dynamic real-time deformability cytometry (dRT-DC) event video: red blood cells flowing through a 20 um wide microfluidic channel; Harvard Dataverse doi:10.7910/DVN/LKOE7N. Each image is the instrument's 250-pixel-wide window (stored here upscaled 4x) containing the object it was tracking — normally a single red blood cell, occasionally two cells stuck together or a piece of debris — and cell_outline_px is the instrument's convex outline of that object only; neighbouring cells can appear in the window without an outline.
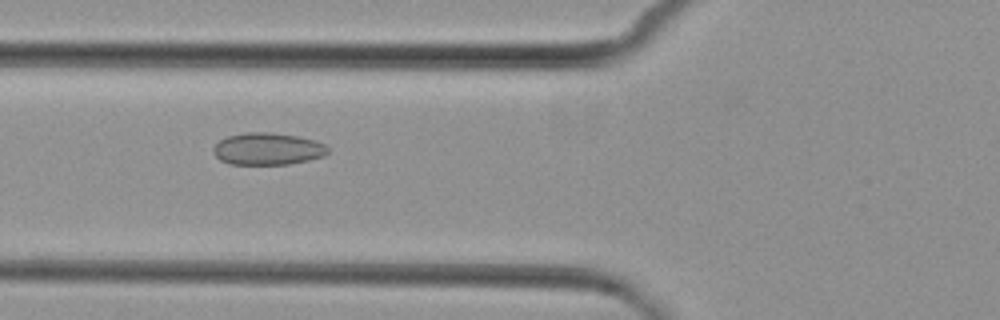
{"species": "common noctule bat (a hibernating species)", "species_latin": "Nyctalus noctula", "temperature_condition": "cold", "stored_images_in_passage": 4, "camera_frame_rate_fps": 3000, "um_per_image_px": 0.085, "animal": {"sex": "female", "body_mass_g": 29.2, "forearm_length_mm": 56.3}, "frame": {"image": 1, "passage_image": 2, "time_ms": 1.0, "image_size_px": [1000, 320], "cell_outline_px": [[328, 152], [324, 156], [308, 160], [288, 164], [228, 164], [220, 160], [212, 152], [212, 148], [220, 140], [228, 136], [248, 132], [268, 132], [296, 136], [316, 140], [324, 144], [328, 148]], "centroid_in_image_um": [22.74, 12.66], "position_along_channel_um": 103.1, "area_um2": 21.39}}
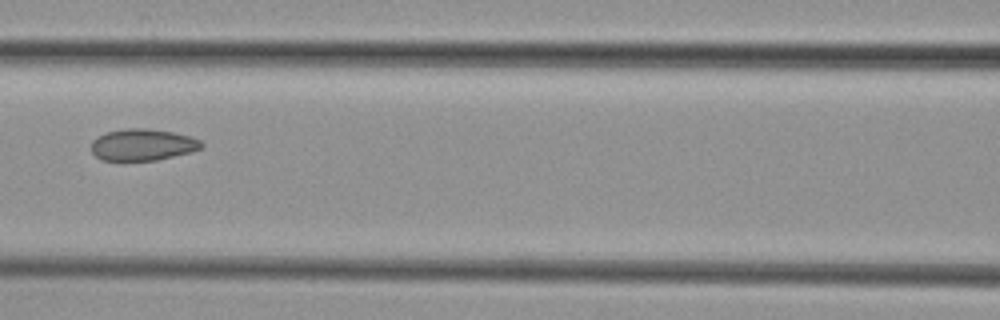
{"frame": {"image": 2, "passage_image": 3, "time_ms": 2.333, "image_size_px": [1000, 320], "cell_outline_px": [[204, 144], [200, 148], [192, 152], [156, 160], [100, 160], [92, 152], [92, 140], [96, 136], [108, 132], [124, 128], [148, 128], [172, 132], [192, 136], [200, 140]], "centroid_in_image_um": [12.13, 12.29], "position_along_channel_um": 154.5, "area_um2": 20.4}}
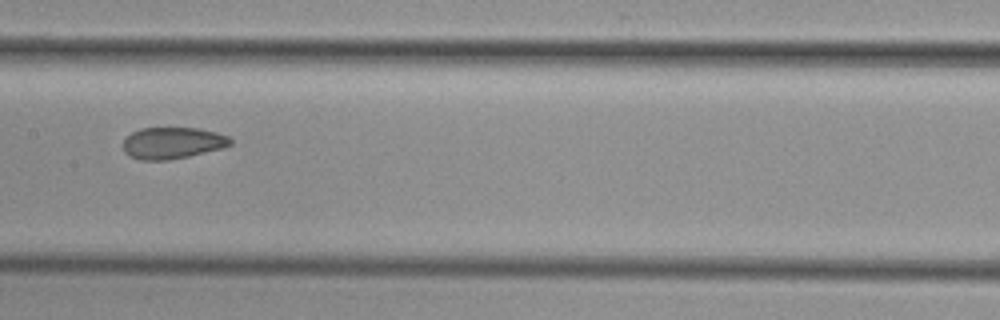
{"frame": {"image": 3, "passage_image": 4, "time_ms": 3.333, "image_size_px": [1000, 320], "cell_outline_px": [[232, 144], [224, 148], [188, 156], [168, 160], [140, 160], [128, 156], [124, 152], [124, 140], [132, 132], [140, 128], [200, 128], [216, 132], [228, 136], [232, 140]], "centroid_in_image_um": [14.67, 12.15], "position_along_channel_um": 192.7, "area_um2": 19.83}}